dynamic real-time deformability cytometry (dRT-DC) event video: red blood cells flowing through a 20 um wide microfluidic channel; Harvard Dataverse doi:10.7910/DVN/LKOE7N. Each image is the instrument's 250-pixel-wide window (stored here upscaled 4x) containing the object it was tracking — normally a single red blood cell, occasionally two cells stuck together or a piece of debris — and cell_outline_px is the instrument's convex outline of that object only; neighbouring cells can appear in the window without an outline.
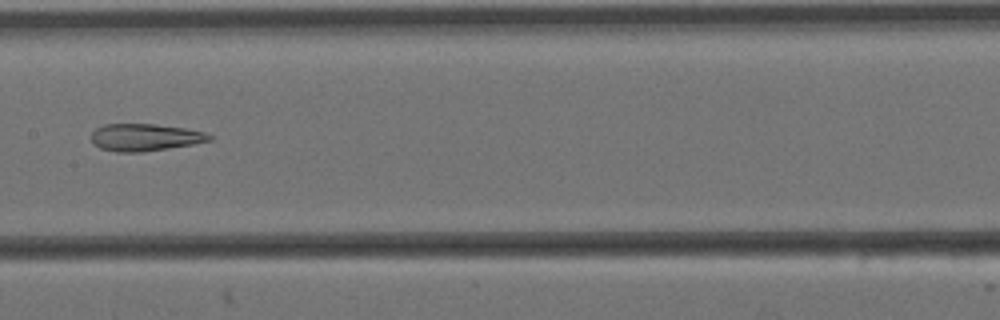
{"species": "Egyptian fruit bat (a non-hibernating species)", "species_latin": "Rousettus aegyptiacus", "temperature_condition": "cold", "stored_images_in_passage": 9, "camera_frame_rate_fps": 3000, "um_per_image_px": 0.085, "animal": {"sex": "female"}, "frame": {"image": 1, "passage_image": 8, "time_ms": 2.333, "image_size_px": [1000, 320], "cell_outline_px": [[212, 140], [192, 144], [168, 148], [140, 152], [116, 152], [100, 148], [92, 144], [92, 132], [96, 128], [104, 124], [156, 124], [184, 128], [204, 132], [212, 136]], "centroid_in_image_um": [12.29, 11.67], "position_along_channel_um": 195.1, "area_um2": 18.67}}
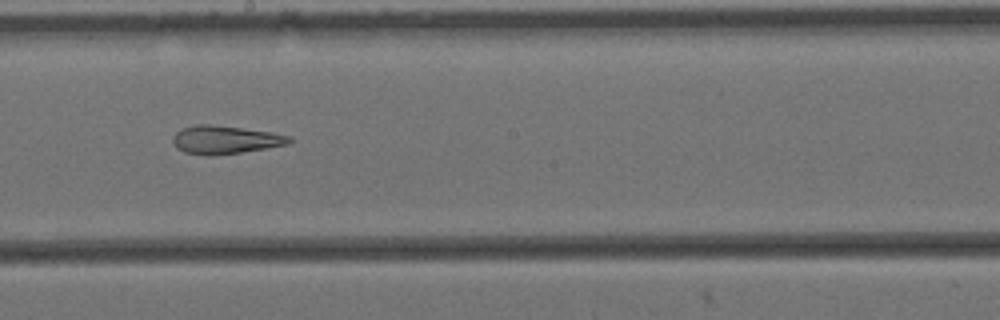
{"frame": {"image": 2, "passage_image": 9, "time_ms": 2.667, "image_size_px": [1000, 320], "cell_outline_px": [[292, 140], [288, 144], [240, 152], [212, 156], [204, 156], [184, 152], [176, 148], [172, 140], [172, 136], [176, 132], [184, 128], [196, 124], [208, 124], [272, 132], [292, 136]], "centroid_in_image_um": [19.11, 11.88], "position_along_channel_um": 229.1, "area_um2": 19.07}}